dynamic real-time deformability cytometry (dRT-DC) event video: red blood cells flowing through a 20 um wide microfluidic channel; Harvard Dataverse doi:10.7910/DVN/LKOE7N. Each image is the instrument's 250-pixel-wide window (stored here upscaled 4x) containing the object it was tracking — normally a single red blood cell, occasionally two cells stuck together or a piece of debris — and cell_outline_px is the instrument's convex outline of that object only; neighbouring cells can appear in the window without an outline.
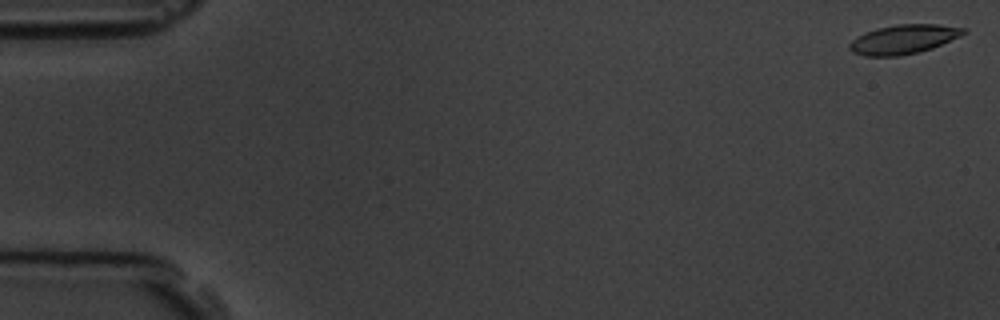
{"species": "common noctule bat (a hibernating species)", "species_latin": "Nyctalus noctula", "temperature_condition": "room temperature", "stored_images_in_passage": 9, "camera_frame_rate_fps": 3000, "um_per_image_px": 0.085, "animal": {"sex": "male", "body_mass_g": 19.5, "forearm_length_mm": 54.6}, "frame": {"image": 1, "passage_image": 1, "time_ms": 0.0, "image_size_px": [1000, 320], "cell_outline_px": [[968, 32], [960, 36], [932, 48], [900, 56], [864, 56], [852, 52], [848, 48], [848, 44], [856, 36], [864, 32], [876, 28], [896, 24], [940, 24], [968, 28]], "centroid_in_image_um": [76.79, 3.33], "position_along_channel_um": 8.2, "area_um2": 19.65}}
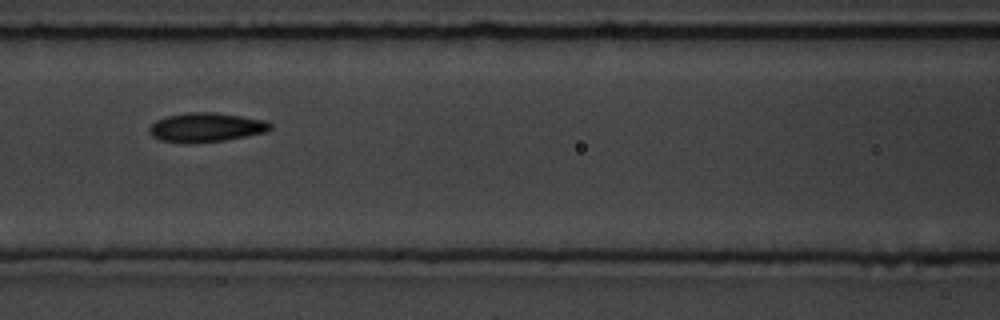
{"frame": {"image": 2, "passage_image": 8, "time_ms": 8.0, "image_size_px": [1000, 320], "cell_outline_px": [[272, 128], [264, 132], [224, 140], [188, 144], [184, 144], [160, 140], [152, 136], [148, 132], [148, 128], [156, 120], [168, 116], [188, 112], [216, 112], [264, 120], [272, 124]], "centroid_in_image_um": [17.46, 10.83], "position_along_channel_um": 149.1, "area_um2": 20.58}}
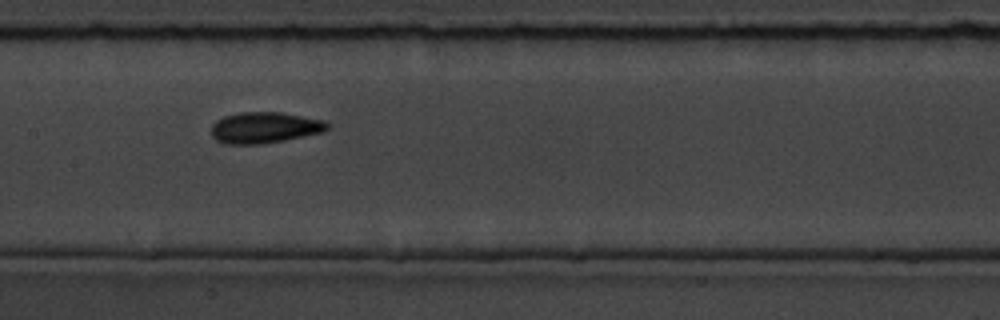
{"frame": {"image": 3, "passage_image": 9, "time_ms": 9.0, "image_size_px": [1000, 320], "cell_outline_px": [[328, 128], [324, 132], [284, 140], [260, 144], [224, 144], [216, 140], [212, 136], [212, 124], [216, 120], [224, 116], [240, 112], [280, 112], [324, 120], [328, 124]], "centroid_in_image_um": [22.47, 10.85], "position_along_channel_um": 184.9, "area_um2": 21.04}}